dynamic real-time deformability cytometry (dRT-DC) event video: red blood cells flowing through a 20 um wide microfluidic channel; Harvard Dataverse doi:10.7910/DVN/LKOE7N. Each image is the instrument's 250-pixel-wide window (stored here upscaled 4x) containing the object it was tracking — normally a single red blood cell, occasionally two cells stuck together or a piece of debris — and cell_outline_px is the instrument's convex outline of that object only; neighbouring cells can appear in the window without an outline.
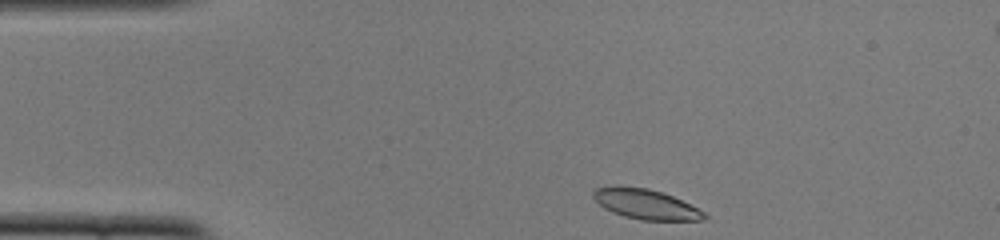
{"species": "common noctule bat (a hibernating species)", "species_latin": "Nyctalus noctula", "temperature_condition": "cold", "stored_images_in_passage": 45, "camera_frame_rate_fps": 3000, "um_per_image_px": 0.085, "animal": {"sex": "female", "body_mass_g": 22.0, "forearm_length_mm": 56.7}, "frame": {"image": 1, "passage_image": 1, "time_ms": 0.0, "image_size_px": [1000, 240], "cell_outline_px": [[708, 216], [704, 220], [640, 220], [624, 216], [612, 212], [604, 208], [592, 196], [592, 192], [596, 188], [616, 184], [648, 188], [672, 196], [704, 212]], "centroid_in_image_um": [54.83, 17.33], "position_along_channel_um": 30.2, "area_um2": 19.42}}
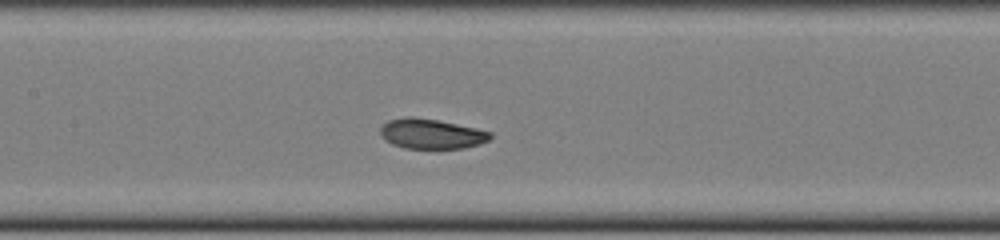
{"frame": {"image": 2, "passage_image": 16, "time_ms": 5.0, "image_size_px": [1000, 240], "cell_outline_px": [[492, 136], [488, 140], [480, 144], [464, 148], [404, 148], [392, 144], [384, 140], [380, 136], [380, 128], [388, 120], [408, 116], [412, 116], [440, 120], [476, 128], [492, 132]], "centroid_in_image_um": [36.65, 11.37], "position_along_channel_um": 170.8, "area_um2": 19.36}}
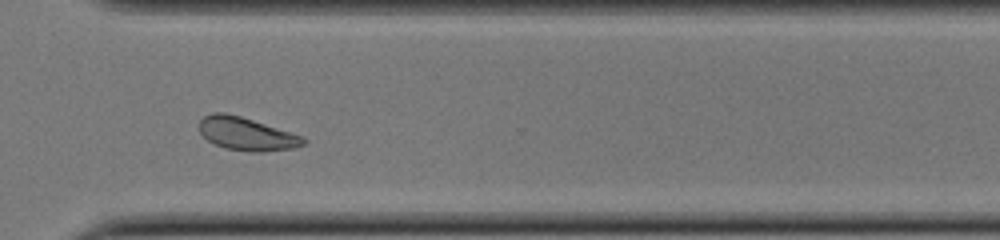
{"frame": {"image": 3, "passage_image": 30, "time_ms": 9.667, "image_size_px": [1000, 240], "cell_outline_px": [[308, 140], [304, 144], [292, 148], [264, 152], [248, 152], [224, 148], [208, 140], [200, 132], [200, 120], [204, 116], [212, 112], [224, 112], [240, 116], [304, 136]], "centroid_in_image_um": [20.97, 11.38], "position_along_channel_um": 349.6, "area_um2": 20.06}}